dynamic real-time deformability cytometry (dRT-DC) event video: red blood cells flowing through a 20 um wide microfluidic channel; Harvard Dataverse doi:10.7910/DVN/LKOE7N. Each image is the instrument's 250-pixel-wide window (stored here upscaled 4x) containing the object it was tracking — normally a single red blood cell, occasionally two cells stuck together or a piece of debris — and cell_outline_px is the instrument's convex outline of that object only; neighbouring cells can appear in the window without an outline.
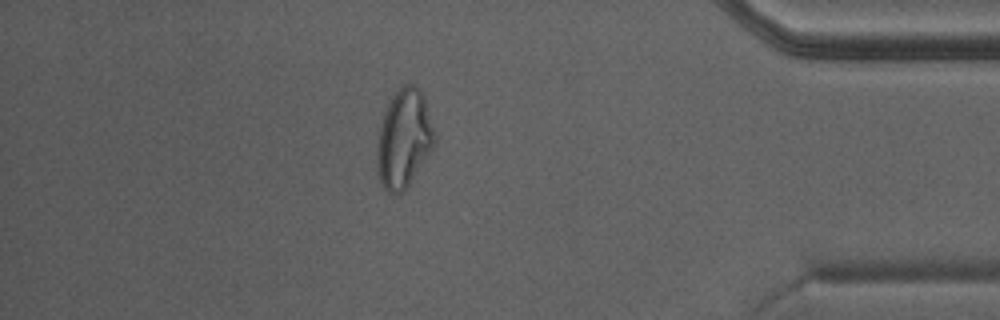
{"species": "Egyptian fruit bat (a non-hibernating species)", "species_latin": "Rousettus aegyptiacus", "temperature_condition": "warm", "stored_images_in_passage": 39, "camera_frame_rate_fps": 3000, "um_per_image_px": 0.085, "animal": {"sex": "male"}, "frame": {"image": 1, "passage_image": 34, "time_ms": 11.0, "image_size_px": [1000, 320], "cell_outline_px": [[436, 144], [408, 184], [400, 192], [388, 192], [384, 188], [380, 180], [376, 164], [376, 148], [380, 124], [384, 112], [392, 96], [404, 84], [412, 84], [424, 96], [436, 136]], "centroid_in_image_um": [34.33, 11.77], "position_along_channel_um": 400.9, "area_um2": 32.6}}